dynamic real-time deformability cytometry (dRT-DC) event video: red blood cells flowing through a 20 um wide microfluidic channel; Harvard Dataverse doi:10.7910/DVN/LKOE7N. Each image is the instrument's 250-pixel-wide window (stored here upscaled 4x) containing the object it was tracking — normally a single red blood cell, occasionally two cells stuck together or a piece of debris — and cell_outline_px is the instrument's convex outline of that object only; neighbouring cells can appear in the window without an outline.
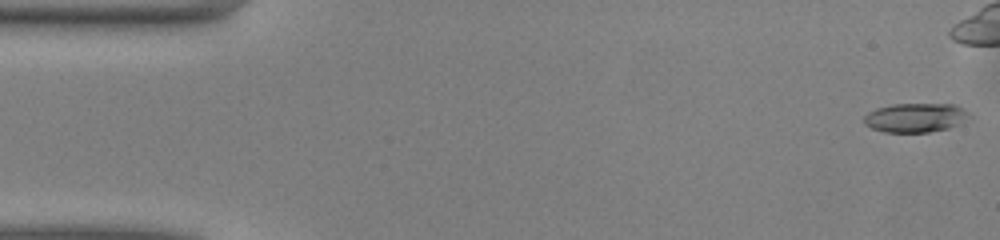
{"species": "common noctule bat (a hibernating species)", "species_latin": "Nyctalus noctula", "temperature_condition": "warm", "stored_images_in_passage": 18, "camera_frame_rate_fps": 3000, "um_per_image_px": 0.085, "animal": {"sex": "male", "body_mass_g": 13.0, "forearm_length_mm": 53.1}, "frame": {"image": 1, "passage_image": 1, "time_ms": 0.0, "image_size_px": [1000, 240], "cell_outline_px": [[972, 116], [948, 128], [928, 132], [884, 132], [872, 128], [864, 124], [864, 116], [868, 112], [876, 108], [892, 104], [956, 104], [968, 112]], "centroid_in_image_um": [77.79, 9.99], "position_along_channel_um": 7.2, "area_um2": 17.8}}
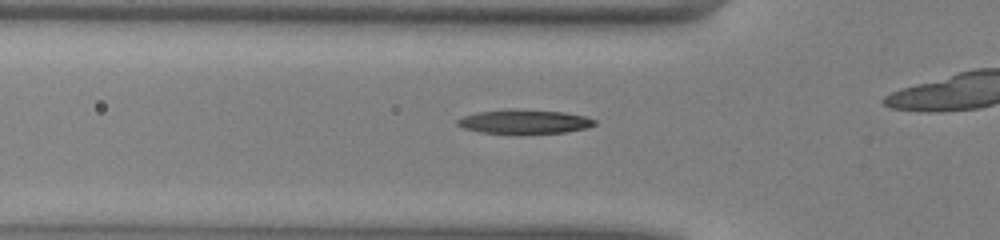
{"frame": {"image": 2, "passage_image": 16, "time_ms": 5.0, "image_size_px": [1000, 240], "cell_outline_px": [[596, 124], [584, 128], [564, 132], [520, 136], [480, 132], [464, 128], [456, 124], [456, 120], [464, 116], [476, 112], [504, 108], [508, 108], [564, 112], [584, 116], [596, 120]], "centroid_in_image_um": [44.51, 10.36], "position_along_channel_um": 81.3, "area_um2": 20.06}}